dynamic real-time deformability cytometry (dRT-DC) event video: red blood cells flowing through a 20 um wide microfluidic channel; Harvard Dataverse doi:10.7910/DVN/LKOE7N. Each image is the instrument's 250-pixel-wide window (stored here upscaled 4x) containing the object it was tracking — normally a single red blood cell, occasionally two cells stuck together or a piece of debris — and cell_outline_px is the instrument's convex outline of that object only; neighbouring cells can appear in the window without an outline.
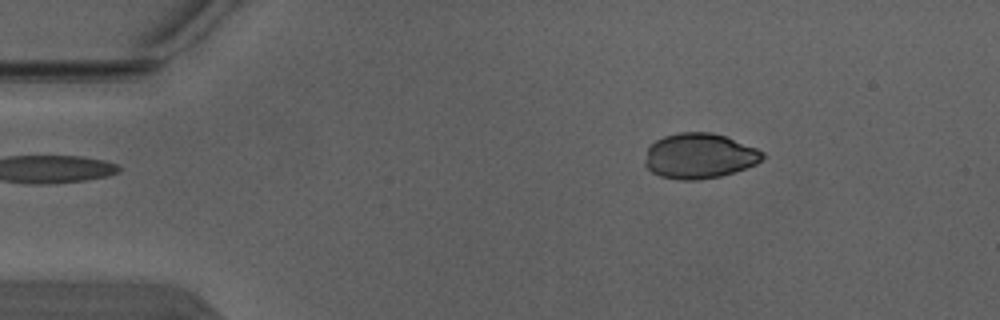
{"species": "Egyptian fruit bat (a non-hibernating species)", "species_latin": "Rousettus aegyptiacus", "temperature_condition": "warm", "stored_images_in_passage": 2, "camera_frame_rate_fps": 3000, "um_per_image_px": 0.085, "animal": {"sex": "male"}, "frame": {"image": 1, "passage_image": 1, "time_ms": 0.0, "image_size_px": [1000, 320], "cell_outline_px": [[764, 156], [756, 164], [720, 176], [700, 180], [680, 180], [660, 176], [652, 172], [644, 164], [648, 148], [656, 140], [664, 136], [680, 132], [712, 132], [724, 136], [756, 148], [764, 152]], "centroid_in_image_um": [59.42, 13.26], "position_along_channel_um": 25.6, "area_um2": 30.75}}